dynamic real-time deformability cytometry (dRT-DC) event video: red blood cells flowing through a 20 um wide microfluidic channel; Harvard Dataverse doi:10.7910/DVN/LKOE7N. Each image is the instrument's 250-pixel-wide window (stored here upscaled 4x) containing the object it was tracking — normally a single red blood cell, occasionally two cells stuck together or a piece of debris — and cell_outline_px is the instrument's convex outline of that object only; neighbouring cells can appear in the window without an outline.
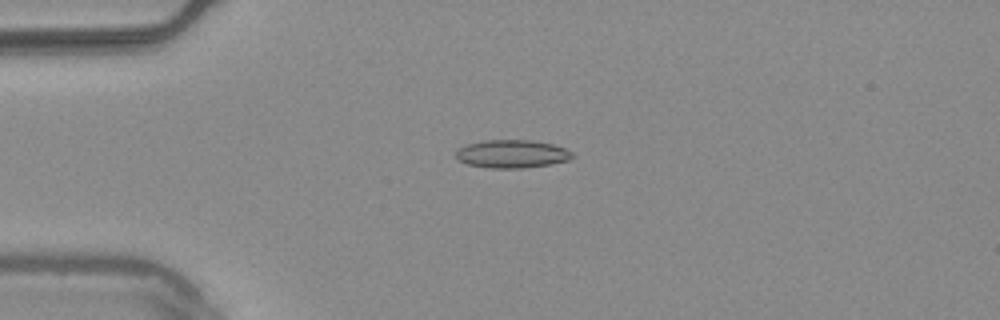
{"species": "common noctule bat (a hibernating species)", "species_latin": "Nyctalus noctula", "temperature_condition": "warm", "stored_images_in_passage": 54, "camera_frame_rate_fps": 3000, "um_per_image_px": 0.085, "animal": {"sex": "male", "body_mass_g": 20.4}, "frame": {"image": 1, "passage_image": 14, "time_ms": 4.333, "image_size_px": [1000, 320], "cell_outline_px": [[576, 156], [568, 160], [552, 164], [524, 168], [488, 168], [468, 164], [460, 160], [456, 156], [456, 152], [460, 148], [468, 144], [484, 140], [532, 140], [552, 144], [564, 148], [572, 152]], "centroid_in_image_um": [43.56, 13.08], "position_along_channel_um": 41.4, "area_um2": 19.02}}
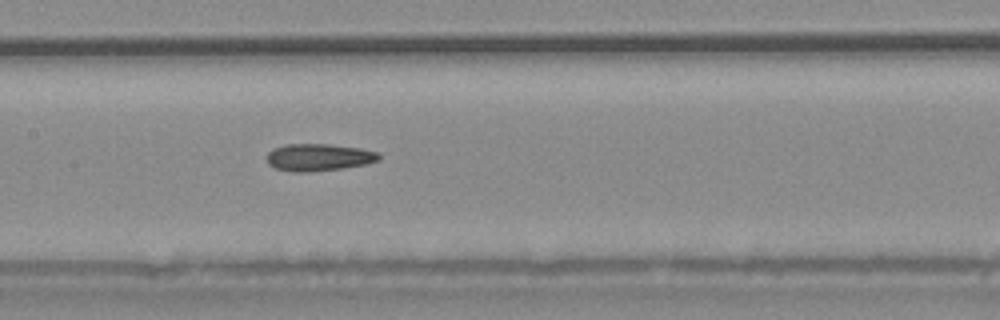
{"frame": {"image": 2, "passage_image": 27, "time_ms": 8.667, "image_size_px": [1000, 320], "cell_outline_px": [[380, 160], [364, 164], [344, 168], [308, 172], [292, 172], [276, 168], [268, 164], [268, 152], [272, 148], [288, 144], [328, 144], [360, 148], [376, 152], [380, 156]], "centroid_in_image_um": [27.07, 13.37], "position_along_channel_um": 180.3, "area_um2": 17.69}}
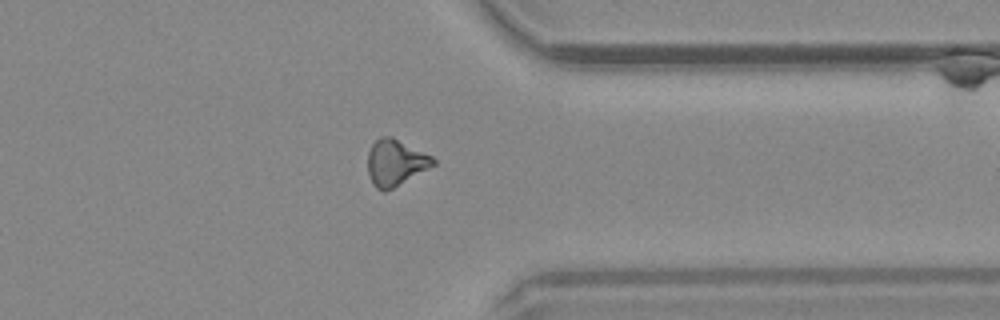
{"frame": {"image": 3, "passage_image": 43, "time_ms": 14.0, "image_size_px": [1000, 320], "cell_outline_px": [[436, 164], [392, 188], [384, 192], [376, 188], [372, 184], [368, 176], [368, 152], [372, 144], [380, 136], [392, 136], [432, 156], [436, 160]], "centroid_in_image_um": [33.59, 13.81], "position_along_channel_um": 377.8, "area_um2": 17.57}, "authors_computed_cell_mechanics": {"area_um2": 17.8891, "velocity_mm_per_s": 3.7912, "shape_relaxation_time_tau1_ms": 9.5687, "shape_relaxation_time_tau2_ms": 4.8887, "deformation_change_tau1": 0.1676, "deformation_change_tau2": 0.1517}}